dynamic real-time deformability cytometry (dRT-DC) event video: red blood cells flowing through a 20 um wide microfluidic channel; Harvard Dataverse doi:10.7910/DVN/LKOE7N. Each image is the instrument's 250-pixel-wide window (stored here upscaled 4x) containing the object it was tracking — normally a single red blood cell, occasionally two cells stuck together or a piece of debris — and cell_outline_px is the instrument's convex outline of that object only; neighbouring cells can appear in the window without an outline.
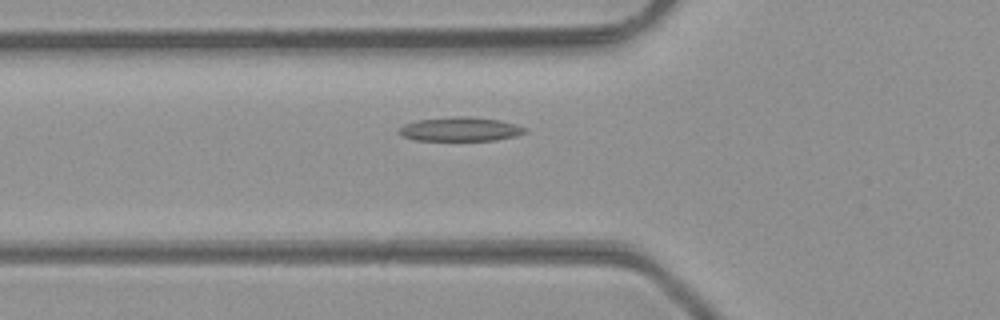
{"species": "common noctule bat (a hibernating species)", "species_latin": "Nyctalus noctula", "temperature_condition": "room temperature", "stored_images_in_passage": 28, "camera_frame_rate_fps": 3000, "um_per_image_px": 0.085, "animal": {"sex": "male", "body_mass_g": 23.1, "forearm_length_mm": 52.7}, "frame": {"image": 1, "passage_image": 2, "time_ms": 0.333, "image_size_px": [1000, 320], "cell_outline_px": [[528, 132], [516, 136], [496, 140], [416, 140], [404, 136], [400, 132], [400, 128], [404, 124], [416, 120], [452, 116], [468, 116], [500, 120], [516, 124], [528, 128]], "centroid_in_image_um": [39.19, 10.97], "position_along_channel_um": 86.6, "area_um2": 17.69}}
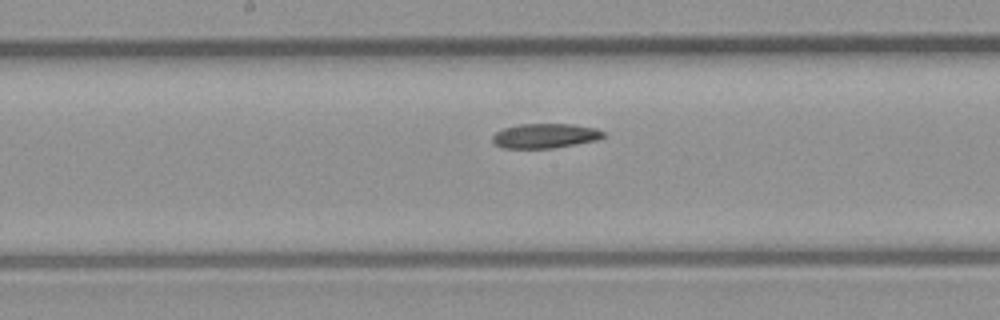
{"frame": {"image": 2, "passage_image": 10, "time_ms": 3.0, "image_size_px": [1000, 320], "cell_outline_px": [[604, 136], [596, 140], [576, 144], [552, 148], [504, 148], [496, 144], [492, 140], [492, 136], [496, 132], [504, 128], [516, 124], [572, 124], [596, 128], [604, 132]], "centroid_in_image_um": [46.32, 11.54], "position_along_channel_um": 201.9, "area_um2": 15.84}}
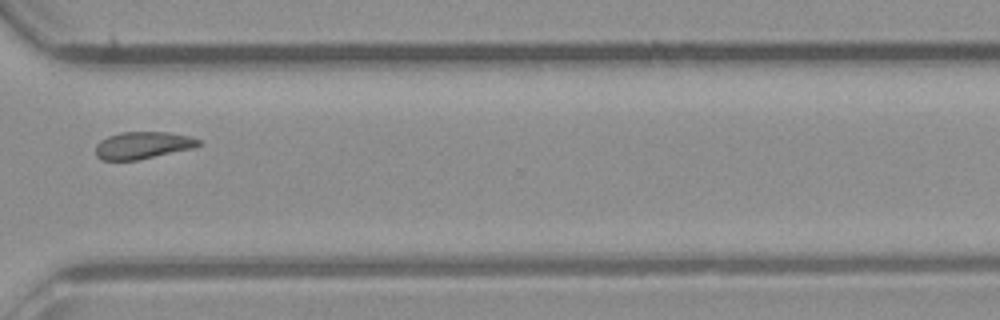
{"frame": {"image": 3, "passage_image": 21, "time_ms": 6.667, "image_size_px": [1000, 320], "cell_outline_px": [[200, 144], [192, 148], [136, 160], [104, 160], [96, 156], [96, 144], [100, 140], [108, 136], [120, 132], [168, 132], [192, 136], [200, 140]], "centroid_in_image_um": [12.12, 12.33], "position_along_channel_um": 358.5, "area_um2": 16.18}}